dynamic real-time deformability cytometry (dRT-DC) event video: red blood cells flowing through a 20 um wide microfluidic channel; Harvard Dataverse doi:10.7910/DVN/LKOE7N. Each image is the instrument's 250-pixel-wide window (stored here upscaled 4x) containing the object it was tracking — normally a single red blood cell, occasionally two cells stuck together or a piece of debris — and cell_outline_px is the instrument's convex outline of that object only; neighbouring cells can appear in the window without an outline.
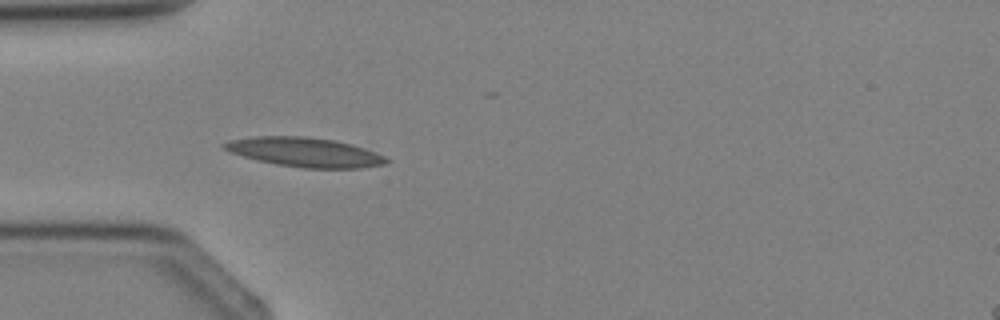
{"species": "Egyptian fruit bat (a non-hibernating species)", "species_latin": "Rousettus aegyptiacus", "temperature_condition": "cold", "stored_images_in_passage": 4, "camera_frame_rate_fps": 3000, "um_per_image_px": 0.085, "animal": {"sex": "female"}, "frame": {"image": 1, "passage_image": 4, "time_ms": 3.667, "image_size_px": [1000, 320], "cell_outline_px": [[392, 160], [384, 164], [360, 168], [304, 168], [276, 164], [256, 160], [232, 152], [224, 148], [220, 144], [228, 140], [256, 136], [304, 136], [336, 140], [352, 144], [376, 152]], "centroid_in_image_um": [25.93, 12.93], "position_along_channel_um": 59.1, "area_um2": 27.74}}